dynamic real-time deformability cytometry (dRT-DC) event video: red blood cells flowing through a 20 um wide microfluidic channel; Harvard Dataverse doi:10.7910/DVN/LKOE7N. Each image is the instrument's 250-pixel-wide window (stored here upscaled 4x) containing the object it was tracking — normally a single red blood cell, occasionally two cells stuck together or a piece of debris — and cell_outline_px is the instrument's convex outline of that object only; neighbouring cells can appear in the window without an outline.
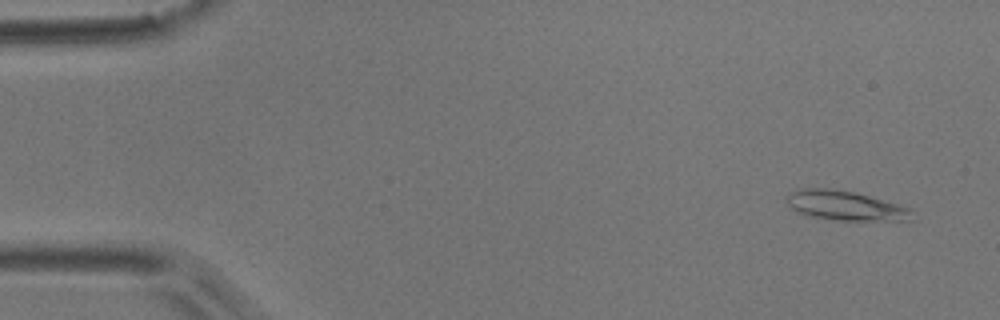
{"species": "common noctule bat (a hibernating species)", "species_latin": "Nyctalus noctula", "temperature_condition": "room temperature", "stored_images_in_passage": 54, "camera_frame_rate_fps": 3000, "um_per_image_px": 0.085, "animal": {"sex": "male", "body_mass_g": 17.9}, "frame": {"image": 1, "passage_image": 3, "time_ms": 0.667, "image_size_px": [1000, 320], "cell_outline_px": [[912, 220], [836, 220], [812, 216], [800, 212], [792, 208], [784, 200], [792, 192], [804, 188], [824, 188], [852, 192], [868, 196], [896, 204], [908, 208]], "centroid_in_image_um": [71.8, 17.48], "position_along_channel_um": 13.2, "area_um2": 20.75}}
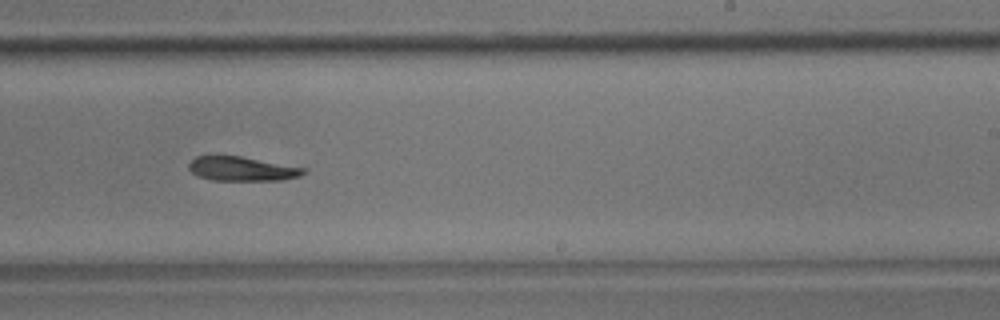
{"frame": {"image": 2, "passage_image": 33, "time_ms": 10.667, "image_size_px": [1000, 320], "cell_outline_px": [[308, 168], [300, 176], [284, 180], [212, 180], [196, 176], [188, 168], [188, 164], [196, 156], [240, 156]], "centroid_in_image_um": [20.57, 14.35], "position_along_channel_um": 268.4, "area_um2": 16.24}}
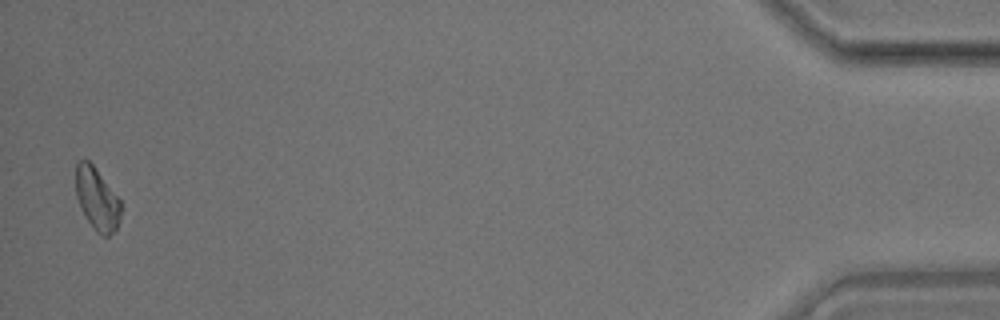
{"frame": {"image": 3, "passage_image": 53, "time_ms": 17.333, "image_size_px": [1000, 320], "cell_outline_px": [[120, 216], [116, 228], [108, 236], [104, 236], [96, 232], [84, 216], [76, 196], [76, 164], [80, 160], [88, 160], [92, 164], [120, 200]], "centroid_in_image_um": [8.22, 16.92], "position_along_channel_um": 427.0, "area_um2": 16.07}, "authors_computed_cell_mechanics": {"area_um2": 17.3111, "velocity_mm_per_s": 3.6949, "shape_relaxation_time_tau1_ms": 6.1234, "shape_relaxation_time_tau2_ms": null, "deformation_change_tau1": 0.1435, "deformation_change_tau2": null}}